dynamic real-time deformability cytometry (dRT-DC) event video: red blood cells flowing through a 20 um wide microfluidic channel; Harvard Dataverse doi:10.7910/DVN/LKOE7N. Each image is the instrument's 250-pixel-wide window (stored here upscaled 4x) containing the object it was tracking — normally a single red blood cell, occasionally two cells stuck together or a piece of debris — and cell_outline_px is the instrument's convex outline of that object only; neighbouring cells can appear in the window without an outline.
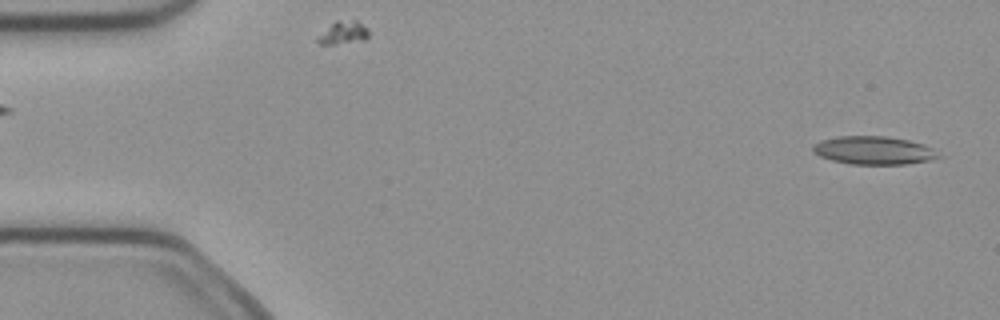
{"species": "common noctule bat (a hibernating species)", "species_latin": "Nyctalus noctula", "temperature_condition": "cold", "stored_images_in_passage": 4, "segment_of_instrument_passage": [2, 2], "camera_frame_rate_fps": 3000, "um_per_image_px": 0.085, "animal": {"sex": "female", "body_mass_g": 21.9}, "frame": {"image": 1, "passage_image": 4, "time_ms": 1.0, "image_size_px": [1000, 320], "cell_outline_px": [[940, 156], [928, 160], [904, 164], [852, 164], [832, 160], [820, 156], [812, 152], [812, 144], [820, 140], [840, 136], [884, 136], [908, 140], [924, 144], [932, 148]], "centroid_in_image_um": [74.21, 12.77], "position_along_channel_um": 10.8, "area_um2": 20.46}}